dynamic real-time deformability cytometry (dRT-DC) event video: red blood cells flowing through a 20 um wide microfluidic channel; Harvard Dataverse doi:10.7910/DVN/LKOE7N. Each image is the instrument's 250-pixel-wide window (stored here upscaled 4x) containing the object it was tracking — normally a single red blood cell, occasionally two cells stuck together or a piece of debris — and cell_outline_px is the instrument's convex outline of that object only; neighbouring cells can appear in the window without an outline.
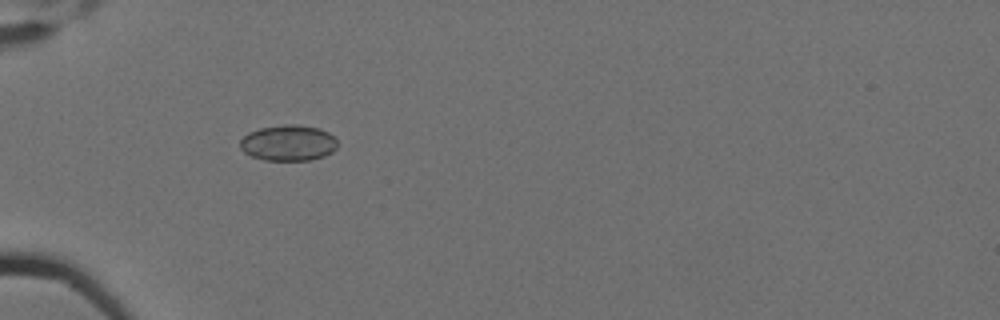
{"species": "Egyptian fruit bat (a non-hibernating species)", "species_latin": "Rousettus aegyptiacus", "temperature_condition": "cold", "stored_images_in_passage": 6, "camera_frame_rate_fps": 3000, "um_per_image_px": 0.085, "animal": {"sex": "female"}, "frame": {"image": 1, "passage_image": 4, "time_ms": 1.0, "image_size_px": [1000, 320], "cell_outline_px": [[336, 148], [332, 152], [324, 156], [308, 160], [264, 160], [252, 156], [244, 152], [240, 148], [240, 140], [248, 132], [260, 128], [284, 124], [296, 124], [320, 128], [328, 132], [336, 140]], "centroid_in_image_um": [24.49, 12.14], "position_along_channel_um": 60.5, "area_um2": 20.35}}